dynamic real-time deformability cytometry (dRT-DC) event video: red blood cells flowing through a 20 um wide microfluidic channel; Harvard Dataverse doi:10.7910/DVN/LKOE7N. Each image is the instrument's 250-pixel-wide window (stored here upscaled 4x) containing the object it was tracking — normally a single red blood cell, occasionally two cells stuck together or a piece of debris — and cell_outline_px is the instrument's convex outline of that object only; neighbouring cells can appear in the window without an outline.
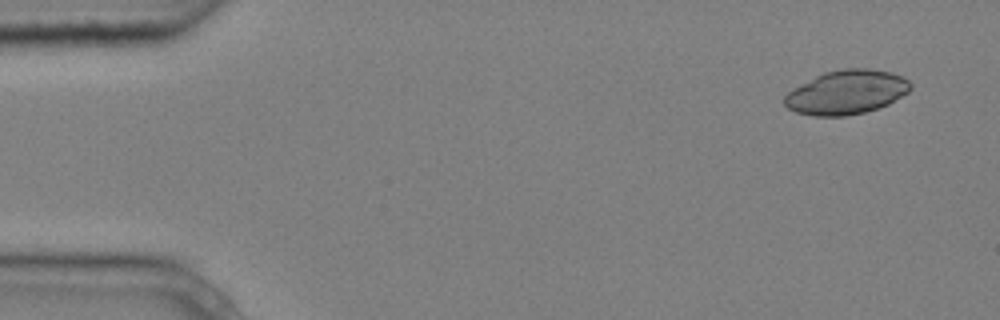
{"species": "common noctule bat (a hibernating species)", "species_latin": "Nyctalus noctula", "temperature_condition": "cold", "stored_images_in_passage": 5, "camera_frame_rate_fps": 3000, "um_per_image_px": 0.085, "animal": {"sex": "male", "body_mass_g": 20.4}, "frame": {"image": 1, "passage_image": 1, "time_ms": 0.0, "image_size_px": [1000, 320], "cell_outline_px": [[912, 88], [908, 92], [888, 104], [864, 112], [844, 116], [812, 116], [796, 112], [788, 108], [784, 104], [784, 96], [792, 88], [824, 72], [844, 68], [868, 68], [892, 72], [904, 76], [912, 84]], "centroid_in_image_um": [71.96, 7.83], "position_along_channel_um": 13.0, "area_um2": 32.48}}